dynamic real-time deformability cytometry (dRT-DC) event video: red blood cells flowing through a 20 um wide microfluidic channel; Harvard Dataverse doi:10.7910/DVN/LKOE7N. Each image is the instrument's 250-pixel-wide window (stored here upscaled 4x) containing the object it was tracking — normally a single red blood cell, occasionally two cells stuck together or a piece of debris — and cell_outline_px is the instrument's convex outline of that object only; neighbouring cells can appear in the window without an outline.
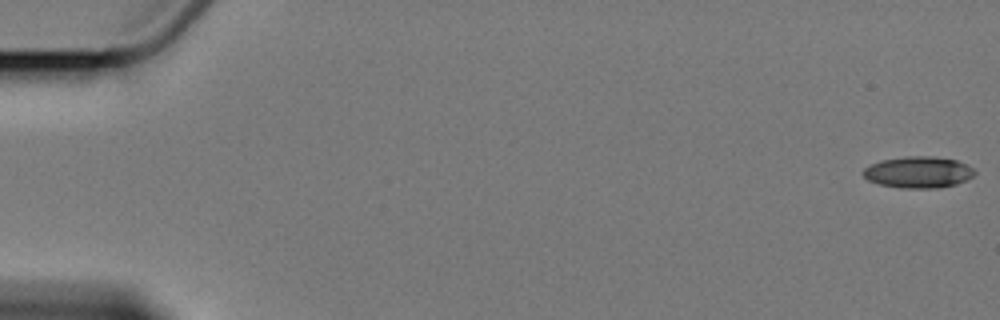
{"species": "Egyptian fruit bat (a non-hibernating species)", "species_latin": "Rousettus aegyptiacus", "temperature_condition": "cold", "stored_images_in_passage": 2, "camera_frame_rate_fps": 3000, "um_per_image_px": 0.085, "animal": {"sex": "female"}, "frame": {"image": 1, "passage_image": 1, "time_ms": 0.0, "image_size_px": [1000, 320], "cell_outline_px": [[976, 172], [972, 176], [956, 184], [936, 188], [900, 188], [880, 184], [868, 180], [860, 172], [864, 168], [880, 160], [904, 156], [932, 156], [956, 160], [968, 164]], "centroid_in_image_um": [78.03, 14.63], "position_along_channel_um": 7.0, "area_um2": 20.46}}